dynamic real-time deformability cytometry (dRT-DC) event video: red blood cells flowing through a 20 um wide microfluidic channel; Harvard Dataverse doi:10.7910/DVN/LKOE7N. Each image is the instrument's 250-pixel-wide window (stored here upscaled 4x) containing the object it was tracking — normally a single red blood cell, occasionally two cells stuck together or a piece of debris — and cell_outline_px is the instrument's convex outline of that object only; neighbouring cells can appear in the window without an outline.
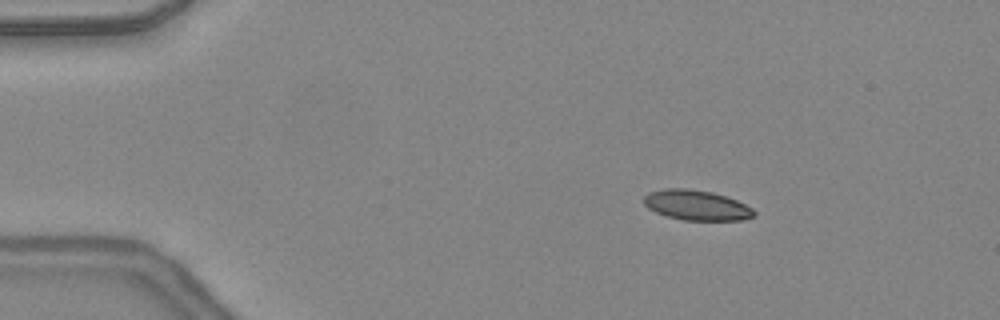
{"species": "common noctule bat (a hibernating species)", "species_latin": "Nyctalus noctula", "temperature_condition": "warm", "stored_images_in_passage": 13, "camera_frame_rate_fps": 3000, "um_per_image_px": 0.085, "animal": {"sex": "female", "body_mass_g": 24.6, "forearm_length_mm": 56.2}, "frame": {"image": 1, "passage_image": 7, "time_ms": 2.0, "image_size_px": [1000, 320], "cell_outline_px": [[756, 212], [752, 216], [744, 220], [684, 220], [668, 216], [656, 212], [648, 208], [644, 204], [644, 196], [648, 192], [664, 188], [688, 188], [712, 192], [736, 200], [752, 208]], "centroid_in_image_um": [59.18, 17.43], "position_along_channel_um": 25.8, "area_um2": 19.25}}